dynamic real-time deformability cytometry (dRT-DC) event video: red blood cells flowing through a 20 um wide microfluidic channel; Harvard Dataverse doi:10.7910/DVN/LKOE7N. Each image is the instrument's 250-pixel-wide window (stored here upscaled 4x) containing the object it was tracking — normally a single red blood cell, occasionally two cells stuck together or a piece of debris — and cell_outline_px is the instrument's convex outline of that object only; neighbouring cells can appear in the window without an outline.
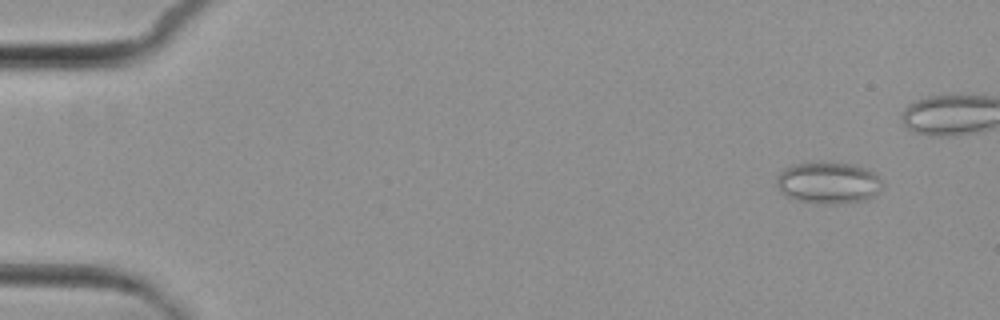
{"species": "common noctule bat (a hibernating species)", "species_latin": "Nyctalus noctula", "temperature_condition": "cold", "stored_images_in_passage": 9, "segment_of_instrument_passage": [1, 2], "camera_frame_rate_fps": 3000, "um_per_image_px": 0.085, "animal": {"sex": "female", "body_mass_g": 29.2, "forearm_length_mm": 56.3}, "frame": {"image": 1, "passage_image": 2, "time_ms": 1.0, "image_size_px": [1000, 320], "cell_outline_px": [[880, 188], [868, 200], [836, 204], [832, 204], [800, 200], [788, 196], [776, 184], [776, 176], [784, 168], [808, 160], [824, 160], [856, 164], [868, 168], [880, 176]], "centroid_in_image_um": [70.42, 15.47], "position_along_channel_um": 14.6, "area_um2": 26.13}}
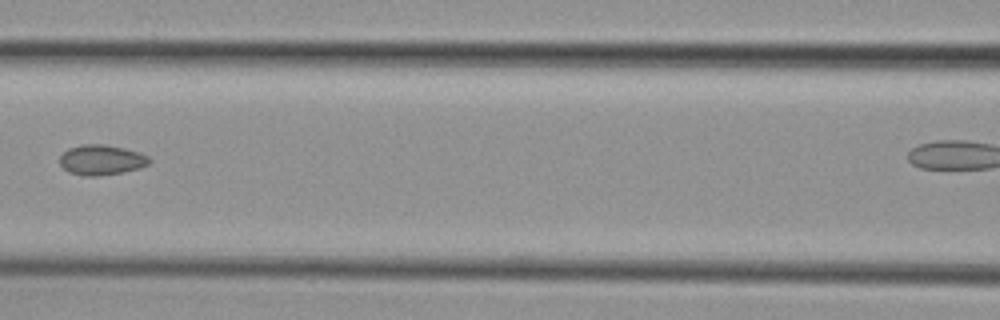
{"frame": {"image": 2, "passage_image": 8, "time_ms": 8.0, "image_size_px": [1000, 320], "cell_outline_px": [[152, 160], [148, 164], [140, 168], [124, 172], [96, 176], [84, 176], [68, 172], [60, 164], [60, 156], [68, 148], [80, 144], [104, 144], [124, 148], [140, 152], [148, 156]], "centroid_in_image_um": [8.63, 13.59], "position_along_channel_um": 158.0, "area_um2": 15.9}}